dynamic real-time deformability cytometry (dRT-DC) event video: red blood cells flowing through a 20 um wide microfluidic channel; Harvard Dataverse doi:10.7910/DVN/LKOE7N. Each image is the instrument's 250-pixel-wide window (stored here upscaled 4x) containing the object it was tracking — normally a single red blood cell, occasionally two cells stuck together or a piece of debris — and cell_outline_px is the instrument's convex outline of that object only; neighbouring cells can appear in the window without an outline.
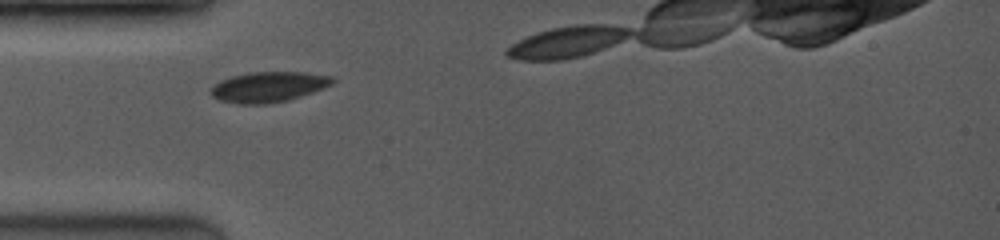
{"species": "common noctule bat (a hibernating species)", "species_latin": "Nyctalus noctula", "temperature_condition": "room temperature", "stored_images_in_passage": 14, "camera_frame_rate_fps": 3500, "um_per_image_px": 0.085, "animal": {"sex": "female", "body_mass_g": 19.0, "forearm_length_mm": 53.3}, "frame": {"image": 1, "passage_image": 5, "time_ms": 1.429, "image_size_px": [1000, 240], "cell_outline_px": [[336, 80], [332, 84], [324, 88], [288, 100], [268, 104], [236, 104], [220, 100], [212, 96], [208, 92], [220, 80], [232, 76], [248, 72], [304, 72], [332, 76]], "centroid_in_image_um": [22.81, 7.39], "position_along_channel_um": 62.2, "area_um2": 21.62}}
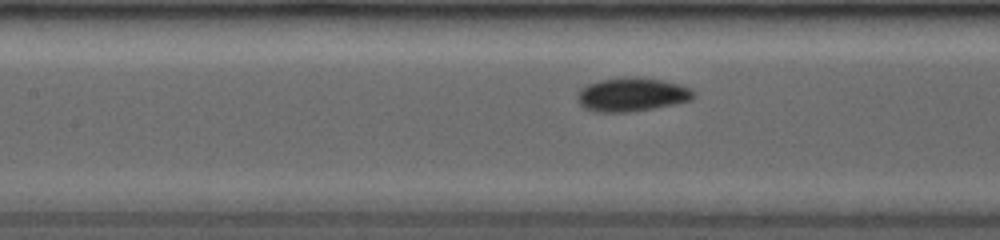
{"frame": {"image": 2, "passage_image": 12, "time_ms": 3.714, "image_size_px": [1000, 240], "cell_outline_px": [[696, 96], [692, 100], [652, 108], [628, 112], [596, 112], [584, 108], [576, 100], [576, 96], [588, 84], [600, 80], [620, 76], [636, 76], [660, 80], [680, 84], [688, 88]], "centroid_in_image_um": [53.68, 8.03], "position_along_channel_um": 153.7, "area_um2": 22.77}}